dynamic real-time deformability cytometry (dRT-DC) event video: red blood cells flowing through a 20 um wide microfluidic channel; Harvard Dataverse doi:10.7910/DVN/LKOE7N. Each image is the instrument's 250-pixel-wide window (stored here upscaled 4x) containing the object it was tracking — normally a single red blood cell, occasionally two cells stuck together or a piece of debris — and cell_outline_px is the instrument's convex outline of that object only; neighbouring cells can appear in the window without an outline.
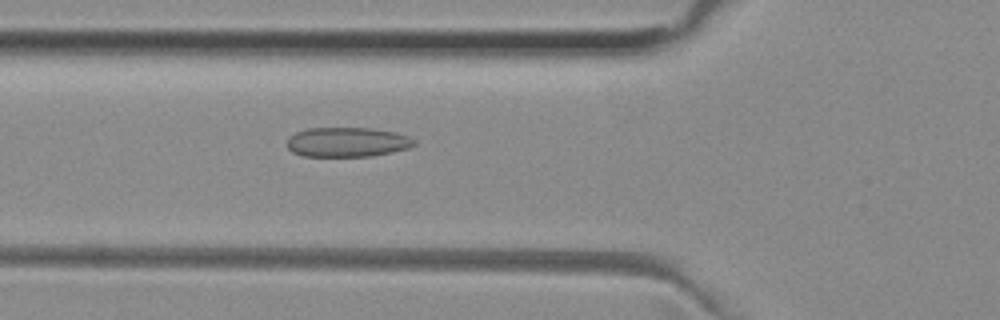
{"species": "common noctule bat (a hibernating species)", "species_latin": "Nyctalus noctula", "temperature_condition": "room temperature", "stored_images_in_passage": 36, "camera_frame_rate_fps": 3000, "um_per_image_px": 0.085, "animal": {"sex": "female", "body_mass_g": 29.2, "forearm_length_mm": 56.3}, "frame": {"image": 1, "passage_image": 3, "time_ms": 0.667, "image_size_px": [1000, 320], "cell_outline_px": [[416, 144], [408, 148], [392, 152], [372, 156], [304, 156], [292, 152], [284, 144], [288, 136], [296, 132], [308, 128], [372, 128], [396, 132], [408, 136], [416, 140]], "centroid_in_image_um": [29.49, 12.07], "position_along_channel_um": 96.3, "area_um2": 22.2}}
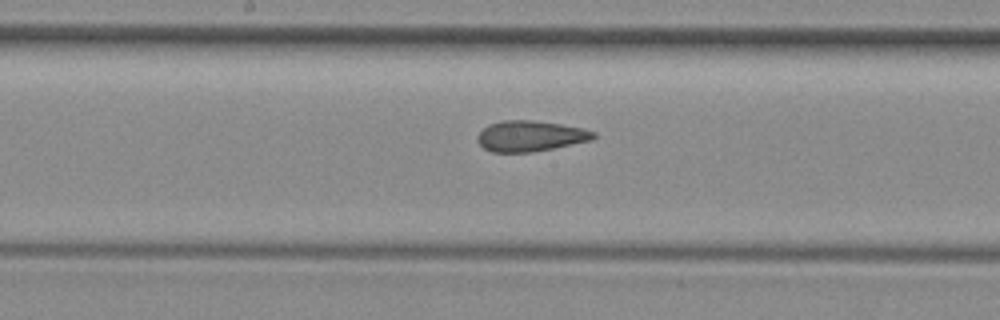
{"frame": {"image": 2, "passage_image": 11, "time_ms": 3.333, "image_size_px": [1000, 320], "cell_outline_px": [[596, 136], [592, 140], [532, 152], [492, 152], [484, 148], [476, 140], [476, 136], [488, 124], [504, 120], [532, 120], [560, 124], [584, 128], [596, 132]], "centroid_in_image_um": [45.07, 11.56], "position_along_channel_um": 203.1, "area_um2": 20.75}}
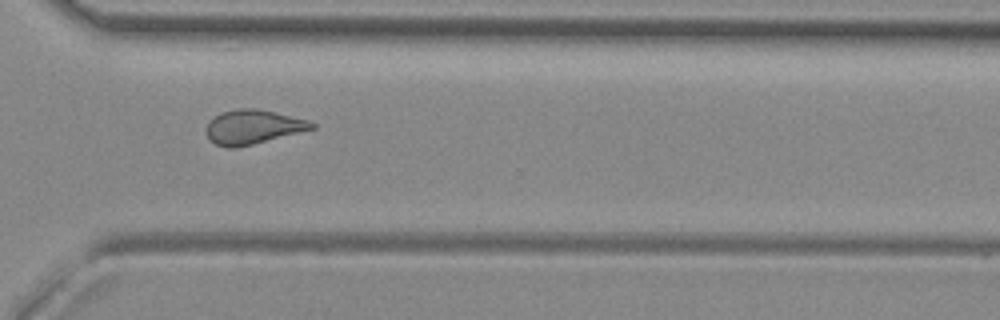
{"frame": {"image": 3, "passage_image": 22, "time_ms": 7.0, "image_size_px": [1000, 320], "cell_outline_px": [[316, 128], [236, 148], [228, 148], [216, 144], [208, 140], [204, 132], [204, 128], [216, 116], [224, 112], [240, 108], [256, 108], [308, 120], [316, 124]], "centroid_in_image_um": [21.47, 10.8], "position_along_channel_um": 349.1, "area_um2": 20.87}, "authors_computed_cell_mechanics": {"area_um2": 20.8658, "velocity_mm_per_s": 3.9835, "shape_relaxation_time_tau1_ms": null, "shape_relaxation_time_tau2_ms": 1.8204, "deformation_change_tau1": null, "deformation_change_tau2": 0.0882}}